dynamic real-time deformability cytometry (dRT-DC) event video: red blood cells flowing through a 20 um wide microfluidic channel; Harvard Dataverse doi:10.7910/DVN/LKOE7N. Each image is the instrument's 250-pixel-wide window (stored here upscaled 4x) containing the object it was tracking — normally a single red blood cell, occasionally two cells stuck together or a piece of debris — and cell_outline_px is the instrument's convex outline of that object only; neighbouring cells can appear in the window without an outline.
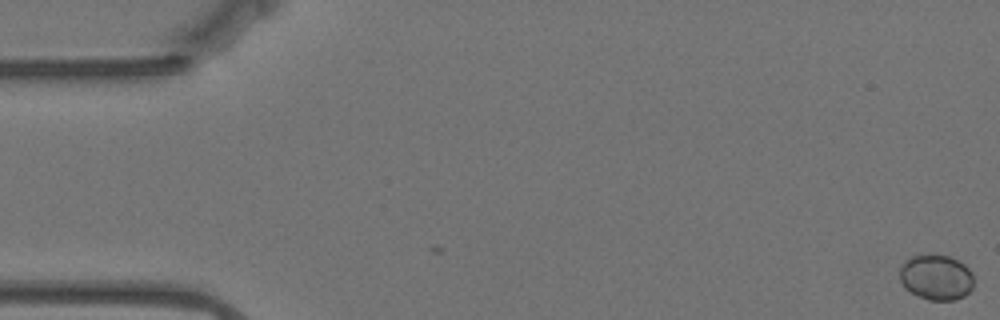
{"species": "Egyptian fruit bat (a non-hibernating species)", "species_latin": "Rousettus aegyptiacus", "temperature_condition": "warm", "stored_images_in_passage": 5, "camera_frame_rate_fps": 3000, "um_per_image_px": 0.085, "animal": {"sex": "female"}, "frame": {"image": 1, "passage_image": 5, "time_ms": 1.333, "image_size_px": [1000, 320], "cell_outline_px": [[972, 288], [964, 296], [956, 300], [928, 300], [904, 288], [900, 280], [900, 264], [912, 256], [928, 252], [936, 252], [952, 256], [960, 260], [972, 272]], "centroid_in_image_um": [79.57, 23.51], "position_along_channel_um": 5.4, "area_um2": 20.17}}